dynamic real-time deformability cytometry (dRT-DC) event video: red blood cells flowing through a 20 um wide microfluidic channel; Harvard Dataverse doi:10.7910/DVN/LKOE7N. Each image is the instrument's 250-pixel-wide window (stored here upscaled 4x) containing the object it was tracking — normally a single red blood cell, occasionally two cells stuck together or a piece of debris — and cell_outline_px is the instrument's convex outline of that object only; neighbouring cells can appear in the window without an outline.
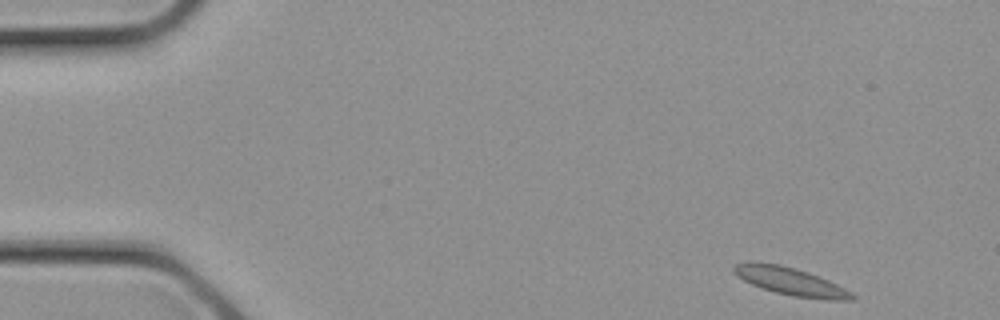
{"species": "common noctule bat (a hibernating species)", "species_latin": "Nyctalus noctula", "temperature_condition": "cold", "stored_images_in_passage": 14, "camera_frame_rate_fps": 3000, "um_per_image_px": 0.085, "animal": {"sex": "female", "body_mass_g": 21.9}, "frame": {"image": 1, "passage_image": 1, "time_ms": 0.0, "image_size_px": [1000, 320], "cell_outline_px": [[856, 296], [852, 300], [828, 300], [792, 296], [776, 292], [752, 284], [744, 280], [732, 272], [732, 268], [736, 264], [748, 260], [756, 260], [780, 264], [796, 268], [820, 276], [852, 292]], "centroid_in_image_um": [67.17, 23.88], "position_along_channel_um": 17.8, "area_um2": 19.36}}
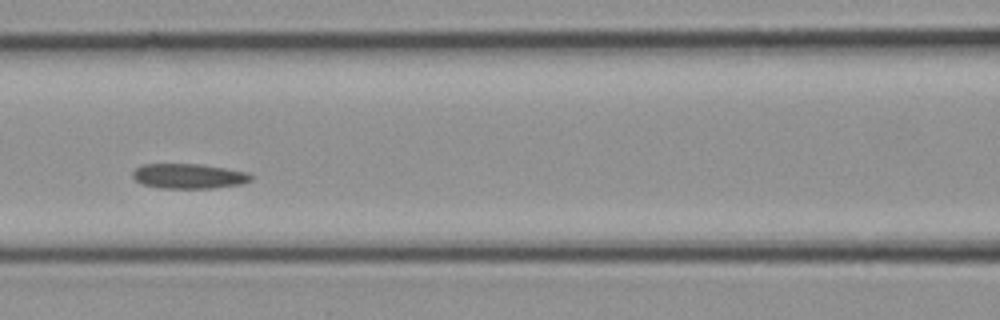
{"frame": {"image": 2, "passage_image": 11, "time_ms": 3.333, "image_size_px": [1000, 320], "cell_outline_px": [[252, 180], [240, 184], [212, 188], [160, 188], [144, 184], [136, 180], [132, 176], [132, 172], [136, 168], [144, 164], [200, 164], [248, 172], [252, 176]], "centroid_in_image_um": [16.04, 14.97], "position_along_channel_um": 150.6, "area_um2": 17.05}}
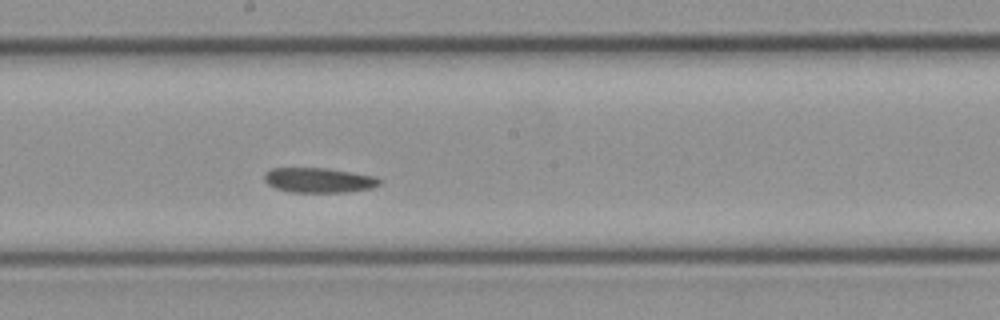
{"frame": {"image": 3, "passage_image": 14, "time_ms": 4.333, "image_size_px": [1000, 320], "cell_outline_px": [[380, 184], [372, 188], [344, 192], [288, 192], [276, 188], [268, 184], [264, 180], [264, 172], [272, 168], [328, 168], [376, 176], [380, 180]], "centroid_in_image_um": [27.08, 15.31], "position_along_channel_um": 221.1, "area_um2": 16.76}}